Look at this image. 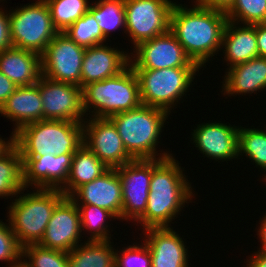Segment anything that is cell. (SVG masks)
<instances>
[{"label": "cell", "instance_id": "836d02e7", "mask_svg": "<svg viewBox=\"0 0 266 267\" xmlns=\"http://www.w3.org/2000/svg\"><path fill=\"white\" fill-rule=\"evenodd\" d=\"M226 16L239 25L266 23V0H235Z\"/></svg>", "mask_w": 266, "mask_h": 267}, {"label": "cell", "instance_id": "603a6c76", "mask_svg": "<svg viewBox=\"0 0 266 267\" xmlns=\"http://www.w3.org/2000/svg\"><path fill=\"white\" fill-rule=\"evenodd\" d=\"M224 75L223 94L228 96L237 94L256 93L266 89V58L255 57L247 62L227 69ZM255 91V92H254Z\"/></svg>", "mask_w": 266, "mask_h": 267}, {"label": "cell", "instance_id": "cb8c5ba5", "mask_svg": "<svg viewBox=\"0 0 266 267\" xmlns=\"http://www.w3.org/2000/svg\"><path fill=\"white\" fill-rule=\"evenodd\" d=\"M237 23L228 20L221 47L225 48L224 59L228 62V66L247 62L255 57H258L257 38L255 32V24H244L236 26Z\"/></svg>", "mask_w": 266, "mask_h": 267}, {"label": "cell", "instance_id": "3957f363", "mask_svg": "<svg viewBox=\"0 0 266 267\" xmlns=\"http://www.w3.org/2000/svg\"><path fill=\"white\" fill-rule=\"evenodd\" d=\"M168 113L164 109L141 104L139 107L119 112L109 117L116 126L127 153L135 159H164L168 152L157 154L159 135ZM157 154V155H156ZM160 155V156H158ZM156 156H158L156 158Z\"/></svg>", "mask_w": 266, "mask_h": 267}, {"label": "cell", "instance_id": "d6986e66", "mask_svg": "<svg viewBox=\"0 0 266 267\" xmlns=\"http://www.w3.org/2000/svg\"><path fill=\"white\" fill-rule=\"evenodd\" d=\"M130 55L104 43L86 48L81 68V88L120 74L130 65Z\"/></svg>", "mask_w": 266, "mask_h": 267}, {"label": "cell", "instance_id": "5b68a950", "mask_svg": "<svg viewBox=\"0 0 266 267\" xmlns=\"http://www.w3.org/2000/svg\"><path fill=\"white\" fill-rule=\"evenodd\" d=\"M34 191L17 195L9 206L8 222L21 247L41 241L55 206L65 197L60 189Z\"/></svg>", "mask_w": 266, "mask_h": 267}, {"label": "cell", "instance_id": "8992f818", "mask_svg": "<svg viewBox=\"0 0 266 267\" xmlns=\"http://www.w3.org/2000/svg\"><path fill=\"white\" fill-rule=\"evenodd\" d=\"M141 104L138 77L131 65L114 77L92 82L83 88L84 112H92L91 117L109 118ZM92 107L94 110H89Z\"/></svg>", "mask_w": 266, "mask_h": 267}, {"label": "cell", "instance_id": "d4e9b609", "mask_svg": "<svg viewBox=\"0 0 266 267\" xmlns=\"http://www.w3.org/2000/svg\"><path fill=\"white\" fill-rule=\"evenodd\" d=\"M109 168L83 144L74 154L66 183L60 191L69 197L78 187L90 183Z\"/></svg>", "mask_w": 266, "mask_h": 267}, {"label": "cell", "instance_id": "e575fe53", "mask_svg": "<svg viewBox=\"0 0 266 267\" xmlns=\"http://www.w3.org/2000/svg\"><path fill=\"white\" fill-rule=\"evenodd\" d=\"M21 256L22 247L18 244L10 224L0 220V261L9 262L10 267H17L21 265Z\"/></svg>", "mask_w": 266, "mask_h": 267}, {"label": "cell", "instance_id": "7c38bea8", "mask_svg": "<svg viewBox=\"0 0 266 267\" xmlns=\"http://www.w3.org/2000/svg\"><path fill=\"white\" fill-rule=\"evenodd\" d=\"M130 58L133 69L199 67L186 54L175 35L168 32L140 43Z\"/></svg>", "mask_w": 266, "mask_h": 267}, {"label": "cell", "instance_id": "b9f144b4", "mask_svg": "<svg viewBox=\"0 0 266 267\" xmlns=\"http://www.w3.org/2000/svg\"><path fill=\"white\" fill-rule=\"evenodd\" d=\"M262 221L260 222L261 225L259 226L260 229L257 231V235H259V239H261V245L262 248H259V250H263L266 251V215L263 219H261Z\"/></svg>", "mask_w": 266, "mask_h": 267}, {"label": "cell", "instance_id": "484cf974", "mask_svg": "<svg viewBox=\"0 0 266 267\" xmlns=\"http://www.w3.org/2000/svg\"><path fill=\"white\" fill-rule=\"evenodd\" d=\"M110 240H87L68 252V267H115V251Z\"/></svg>", "mask_w": 266, "mask_h": 267}, {"label": "cell", "instance_id": "83f0119b", "mask_svg": "<svg viewBox=\"0 0 266 267\" xmlns=\"http://www.w3.org/2000/svg\"><path fill=\"white\" fill-rule=\"evenodd\" d=\"M94 3L90 4L89 12L98 21L106 40L113 30L126 28L125 0H99Z\"/></svg>", "mask_w": 266, "mask_h": 267}, {"label": "cell", "instance_id": "5bb4252c", "mask_svg": "<svg viewBox=\"0 0 266 267\" xmlns=\"http://www.w3.org/2000/svg\"><path fill=\"white\" fill-rule=\"evenodd\" d=\"M88 120L83 121V144L108 168H118L134 160L127 153L116 126L109 118L92 117Z\"/></svg>", "mask_w": 266, "mask_h": 267}, {"label": "cell", "instance_id": "ac0fdd59", "mask_svg": "<svg viewBox=\"0 0 266 267\" xmlns=\"http://www.w3.org/2000/svg\"><path fill=\"white\" fill-rule=\"evenodd\" d=\"M237 126L224 123H202L192 132L195 147L210 159L229 161L238 158Z\"/></svg>", "mask_w": 266, "mask_h": 267}, {"label": "cell", "instance_id": "d6a6232c", "mask_svg": "<svg viewBox=\"0 0 266 267\" xmlns=\"http://www.w3.org/2000/svg\"><path fill=\"white\" fill-rule=\"evenodd\" d=\"M64 34L85 48L106 41L98 25V21L89 11L82 18L75 21Z\"/></svg>", "mask_w": 266, "mask_h": 267}, {"label": "cell", "instance_id": "6da1fadb", "mask_svg": "<svg viewBox=\"0 0 266 267\" xmlns=\"http://www.w3.org/2000/svg\"><path fill=\"white\" fill-rule=\"evenodd\" d=\"M175 2L170 15V31L186 54L200 68L221 50L226 12L201 5L191 9Z\"/></svg>", "mask_w": 266, "mask_h": 267}, {"label": "cell", "instance_id": "277c9868", "mask_svg": "<svg viewBox=\"0 0 266 267\" xmlns=\"http://www.w3.org/2000/svg\"><path fill=\"white\" fill-rule=\"evenodd\" d=\"M21 156L75 153L83 145V122L43 119L13 134Z\"/></svg>", "mask_w": 266, "mask_h": 267}, {"label": "cell", "instance_id": "f35d334b", "mask_svg": "<svg viewBox=\"0 0 266 267\" xmlns=\"http://www.w3.org/2000/svg\"><path fill=\"white\" fill-rule=\"evenodd\" d=\"M235 0H196L195 4L227 12Z\"/></svg>", "mask_w": 266, "mask_h": 267}, {"label": "cell", "instance_id": "74e56055", "mask_svg": "<svg viewBox=\"0 0 266 267\" xmlns=\"http://www.w3.org/2000/svg\"><path fill=\"white\" fill-rule=\"evenodd\" d=\"M17 85L0 71V107L15 91Z\"/></svg>", "mask_w": 266, "mask_h": 267}, {"label": "cell", "instance_id": "8fae6325", "mask_svg": "<svg viewBox=\"0 0 266 267\" xmlns=\"http://www.w3.org/2000/svg\"><path fill=\"white\" fill-rule=\"evenodd\" d=\"M43 119L84 121L83 89L76 84L57 82L41 76L38 81Z\"/></svg>", "mask_w": 266, "mask_h": 267}, {"label": "cell", "instance_id": "1f68e13d", "mask_svg": "<svg viewBox=\"0 0 266 267\" xmlns=\"http://www.w3.org/2000/svg\"><path fill=\"white\" fill-rule=\"evenodd\" d=\"M28 258L29 261L23 259ZM23 267H68V252L50 249L39 244L22 247Z\"/></svg>", "mask_w": 266, "mask_h": 267}, {"label": "cell", "instance_id": "ab89813d", "mask_svg": "<svg viewBox=\"0 0 266 267\" xmlns=\"http://www.w3.org/2000/svg\"><path fill=\"white\" fill-rule=\"evenodd\" d=\"M257 48L260 57L266 58V23L255 24Z\"/></svg>", "mask_w": 266, "mask_h": 267}, {"label": "cell", "instance_id": "f1b7e54d", "mask_svg": "<svg viewBox=\"0 0 266 267\" xmlns=\"http://www.w3.org/2000/svg\"><path fill=\"white\" fill-rule=\"evenodd\" d=\"M58 32H65L75 21L82 18L90 5L88 0H45Z\"/></svg>", "mask_w": 266, "mask_h": 267}, {"label": "cell", "instance_id": "7bdbcfd3", "mask_svg": "<svg viewBox=\"0 0 266 267\" xmlns=\"http://www.w3.org/2000/svg\"><path fill=\"white\" fill-rule=\"evenodd\" d=\"M12 144H13V135L10 136V139L6 142L1 137L0 138V155H2Z\"/></svg>", "mask_w": 266, "mask_h": 267}, {"label": "cell", "instance_id": "4316f807", "mask_svg": "<svg viewBox=\"0 0 266 267\" xmlns=\"http://www.w3.org/2000/svg\"><path fill=\"white\" fill-rule=\"evenodd\" d=\"M24 190L23 162L19 149L13 143L0 155V197H15Z\"/></svg>", "mask_w": 266, "mask_h": 267}, {"label": "cell", "instance_id": "52a82bcc", "mask_svg": "<svg viewBox=\"0 0 266 267\" xmlns=\"http://www.w3.org/2000/svg\"><path fill=\"white\" fill-rule=\"evenodd\" d=\"M199 69L201 68L134 69L139 81L141 103L171 113V108L187 92Z\"/></svg>", "mask_w": 266, "mask_h": 267}, {"label": "cell", "instance_id": "60d3db41", "mask_svg": "<svg viewBox=\"0 0 266 267\" xmlns=\"http://www.w3.org/2000/svg\"><path fill=\"white\" fill-rule=\"evenodd\" d=\"M254 253L255 255L253 254V256L247 260V267H266V251L259 250Z\"/></svg>", "mask_w": 266, "mask_h": 267}, {"label": "cell", "instance_id": "4dcf8cb0", "mask_svg": "<svg viewBox=\"0 0 266 267\" xmlns=\"http://www.w3.org/2000/svg\"><path fill=\"white\" fill-rule=\"evenodd\" d=\"M77 207L80 214L82 230L85 229L91 233L89 240H110V231L107 229L108 225L105 223H107V218L113 217L116 219V216L107 209L93 205H77Z\"/></svg>", "mask_w": 266, "mask_h": 267}, {"label": "cell", "instance_id": "2e32d148", "mask_svg": "<svg viewBox=\"0 0 266 267\" xmlns=\"http://www.w3.org/2000/svg\"><path fill=\"white\" fill-rule=\"evenodd\" d=\"M73 154L21 156L25 189L33 184L34 188L60 189L68 178Z\"/></svg>", "mask_w": 266, "mask_h": 267}, {"label": "cell", "instance_id": "e0dca14e", "mask_svg": "<svg viewBox=\"0 0 266 267\" xmlns=\"http://www.w3.org/2000/svg\"><path fill=\"white\" fill-rule=\"evenodd\" d=\"M69 198L76 205H93L107 209L122 220V186L115 168H109L90 183L78 187Z\"/></svg>", "mask_w": 266, "mask_h": 267}, {"label": "cell", "instance_id": "9c48e42d", "mask_svg": "<svg viewBox=\"0 0 266 267\" xmlns=\"http://www.w3.org/2000/svg\"><path fill=\"white\" fill-rule=\"evenodd\" d=\"M174 4L170 0H125V33H129L134 48L170 30Z\"/></svg>", "mask_w": 266, "mask_h": 267}, {"label": "cell", "instance_id": "f546056e", "mask_svg": "<svg viewBox=\"0 0 266 267\" xmlns=\"http://www.w3.org/2000/svg\"><path fill=\"white\" fill-rule=\"evenodd\" d=\"M245 153L261 170L266 171V130L238 129V155Z\"/></svg>", "mask_w": 266, "mask_h": 267}, {"label": "cell", "instance_id": "ba28073f", "mask_svg": "<svg viewBox=\"0 0 266 267\" xmlns=\"http://www.w3.org/2000/svg\"><path fill=\"white\" fill-rule=\"evenodd\" d=\"M10 32L13 46L42 54L59 33L52 22L45 0L17 7L10 11Z\"/></svg>", "mask_w": 266, "mask_h": 267}, {"label": "cell", "instance_id": "ffe728a7", "mask_svg": "<svg viewBox=\"0 0 266 267\" xmlns=\"http://www.w3.org/2000/svg\"><path fill=\"white\" fill-rule=\"evenodd\" d=\"M145 239L151 253V267H189L184 241L171 227L147 228Z\"/></svg>", "mask_w": 266, "mask_h": 267}, {"label": "cell", "instance_id": "4fadbf2b", "mask_svg": "<svg viewBox=\"0 0 266 267\" xmlns=\"http://www.w3.org/2000/svg\"><path fill=\"white\" fill-rule=\"evenodd\" d=\"M115 169L122 186V219L137 221L146 211L152 159H135Z\"/></svg>", "mask_w": 266, "mask_h": 267}, {"label": "cell", "instance_id": "30bf717a", "mask_svg": "<svg viewBox=\"0 0 266 267\" xmlns=\"http://www.w3.org/2000/svg\"><path fill=\"white\" fill-rule=\"evenodd\" d=\"M86 48L59 32L41 54L42 75L81 87V68Z\"/></svg>", "mask_w": 266, "mask_h": 267}, {"label": "cell", "instance_id": "d590c367", "mask_svg": "<svg viewBox=\"0 0 266 267\" xmlns=\"http://www.w3.org/2000/svg\"><path fill=\"white\" fill-rule=\"evenodd\" d=\"M132 245L121 250H115V267H151V253L145 242Z\"/></svg>", "mask_w": 266, "mask_h": 267}, {"label": "cell", "instance_id": "44dd1931", "mask_svg": "<svg viewBox=\"0 0 266 267\" xmlns=\"http://www.w3.org/2000/svg\"><path fill=\"white\" fill-rule=\"evenodd\" d=\"M0 114L15 121L11 135L26 124L43 120L42 100L38 82L30 86H17L0 107Z\"/></svg>", "mask_w": 266, "mask_h": 267}, {"label": "cell", "instance_id": "8d00e7d4", "mask_svg": "<svg viewBox=\"0 0 266 267\" xmlns=\"http://www.w3.org/2000/svg\"><path fill=\"white\" fill-rule=\"evenodd\" d=\"M0 8V52L10 49L13 46L10 32V12L8 13Z\"/></svg>", "mask_w": 266, "mask_h": 267}, {"label": "cell", "instance_id": "7402d4cb", "mask_svg": "<svg viewBox=\"0 0 266 267\" xmlns=\"http://www.w3.org/2000/svg\"><path fill=\"white\" fill-rule=\"evenodd\" d=\"M0 71L17 86L34 85L42 76L41 55L16 47L1 51Z\"/></svg>", "mask_w": 266, "mask_h": 267}, {"label": "cell", "instance_id": "9a60e30c", "mask_svg": "<svg viewBox=\"0 0 266 267\" xmlns=\"http://www.w3.org/2000/svg\"><path fill=\"white\" fill-rule=\"evenodd\" d=\"M82 228L77 205L65 196L54 208L39 245L70 252L80 243Z\"/></svg>", "mask_w": 266, "mask_h": 267}, {"label": "cell", "instance_id": "7a4b0ae2", "mask_svg": "<svg viewBox=\"0 0 266 267\" xmlns=\"http://www.w3.org/2000/svg\"><path fill=\"white\" fill-rule=\"evenodd\" d=\"M172 156L152 159V176L145 213L137 223L147 228H162L192 200L193 192L187 176Z\"/></svg>", "mask_w": 266, "mask_h": 267}]
</instances>
